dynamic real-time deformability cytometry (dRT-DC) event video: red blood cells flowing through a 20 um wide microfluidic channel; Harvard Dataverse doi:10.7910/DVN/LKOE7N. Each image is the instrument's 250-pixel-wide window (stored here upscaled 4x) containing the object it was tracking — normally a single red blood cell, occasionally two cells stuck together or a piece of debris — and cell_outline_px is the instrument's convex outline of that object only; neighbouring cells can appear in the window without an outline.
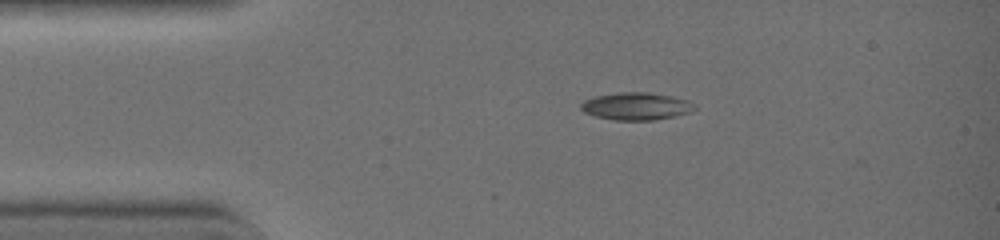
{"species": "common noctule bat (a hibernating species)", "species_latin": "Nyctalus noctula", "temperature_condition": "warm", "stored_images_in_passage": 6, "camera_frame_rate_fps": 3000, "um_per_image_px": 0.085, "animal": {"sex": "female", "body_mass_g": 19.0, "forearm_length_mm": 51.5}, "frame": {"image": 1, "passage_image": 1, "time_ms": 0.0, "image_size_px": [1000, 240], "cell_outline_px": [[696, 108], [688, 112], [656, 120], [616, 120], [596, 116], [584, 112], [580, 108], [580, 104], [584, 100], [596, 96], [620, 92], [644, 92], [672, 96], [688, 100]], "centroid_in_image_um": [54.04, 9.02], "position_along_channel_um": 31.0, "area_um2": 17.92}}